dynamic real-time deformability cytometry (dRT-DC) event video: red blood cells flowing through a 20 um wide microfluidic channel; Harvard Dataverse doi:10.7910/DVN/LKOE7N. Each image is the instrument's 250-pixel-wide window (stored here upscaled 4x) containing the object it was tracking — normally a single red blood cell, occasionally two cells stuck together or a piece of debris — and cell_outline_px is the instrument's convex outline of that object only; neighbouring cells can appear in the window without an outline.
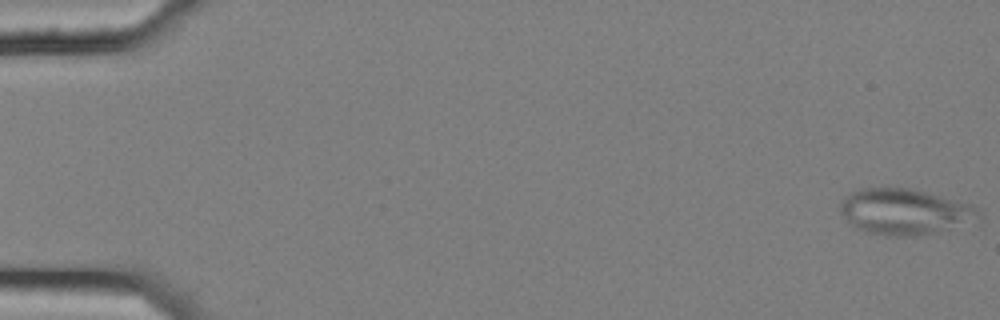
{"species": "common noctule bat (a hibernating species)", "species_latin": "Nyctalus noctula", "temperature_condition": "cold", "stored_images_in_passage": 6, "camera_frame_rate_fps": 3000, "um_per_image_px": 0.085, "animal": {"sex": "female", "body_mass_g": 25.1}, "frame": {"image": 1, "passage_image": 1, "time_ms": 0.0, "image_size_px": [1000, 320], "cell_outline_px": [[980, 216], [948, 228], [936, 232], [916, 236], [888, 236], [864, 232], [856, 228], [840, 212], [840, 204], [852, 192], [860, 188], [908, 188], [972, 204], [976, 208]], "centroid_in_image_um": [76.82, 17.99], "position_along_channel_um": 8.2, "area_um2": 36.07}}